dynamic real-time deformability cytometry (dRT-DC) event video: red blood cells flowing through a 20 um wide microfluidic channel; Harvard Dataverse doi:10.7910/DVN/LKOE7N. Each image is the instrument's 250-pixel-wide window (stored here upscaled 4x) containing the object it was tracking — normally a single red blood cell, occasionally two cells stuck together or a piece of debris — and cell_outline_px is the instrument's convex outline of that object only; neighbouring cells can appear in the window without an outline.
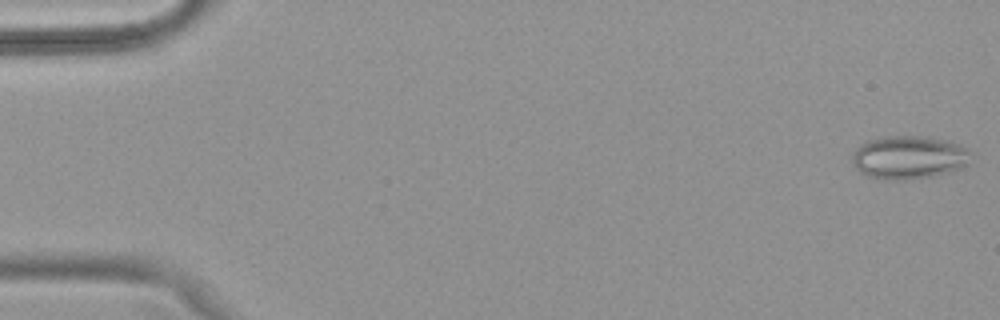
{"species": "common noctule bat (a hibernating species)", "species_latin": "Nyctalus noctula", "temperature_condition": "warm", "stored_images_in_passage": 51, "camera_frame_rate_fps": 3000, "um_per_image_px": 0.085, "animal": {"sex": "female", "body_mass_g": 18.4}, "frame": {"image": 1, "passage_image": 1, "time_ms": 0.0, "image_size_px": [1000, 320], "cell_outline_px": [[976, 156], [964, 168], [932, 176], [904, 180], [884, 180], [868, 176], [860, 172], [852, 164], [852, 152], [860, 144], [876, 136], [928, 136], [948, 140], [960, 144], [968, 148]], "centroid_in_image_um": [77.3, 13.36], "position_along_channel_um": 7.7, "area_um2": 30.87}}
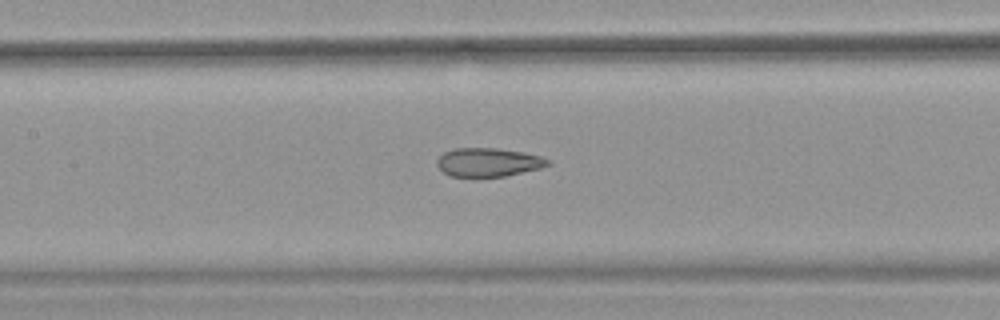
{"frame": {"image": 2, "passage_image": 24, "time_ms": 7.667, "image_size_px": [1000, 320], "cell_outline_px": [[552, 164], [540, 168], [504, 176], [476, 180], [452, 176], [444, 172], [436, 164], [436, 160], [444, 152], [452, 148], [496, 148], [524, 152], [540, 156], [552, 160]], "centroid_in_image_um": [41.49, 13.82], "position_along_channel_um": 165.9, "area_um2": 19.19}}
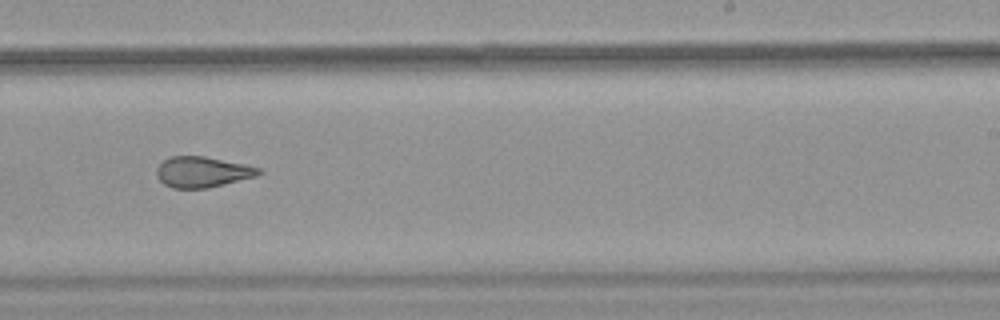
{"frame": {"image": 3, "passage_image": 32, "time_ms": 10.333, "image_size_px": [1000, 320], "cell_outline_px": [[264, 172], [256, 176], [208, 188], [172, 188], [164, 184], [156, 176], [156, 168], [164, 160], [172, 156], [204, 156], [244, 164], [260, 168]], "centroid_in_image_um": [17.2, 14.62], "position_along_channel_um": 271.8, "area_um2": 18.21}, "authors_computed_cell_mechanics": {"area_um2": 21.8484, "velocity_mm_per_s": 3.9947, "shape_relaxation_time_tau1_ms": null, "shape_relaxation_time_tau2_ms": 1.6138, "deformation_change_tau1": null, "deformation_change_tau2": 0.0849}}